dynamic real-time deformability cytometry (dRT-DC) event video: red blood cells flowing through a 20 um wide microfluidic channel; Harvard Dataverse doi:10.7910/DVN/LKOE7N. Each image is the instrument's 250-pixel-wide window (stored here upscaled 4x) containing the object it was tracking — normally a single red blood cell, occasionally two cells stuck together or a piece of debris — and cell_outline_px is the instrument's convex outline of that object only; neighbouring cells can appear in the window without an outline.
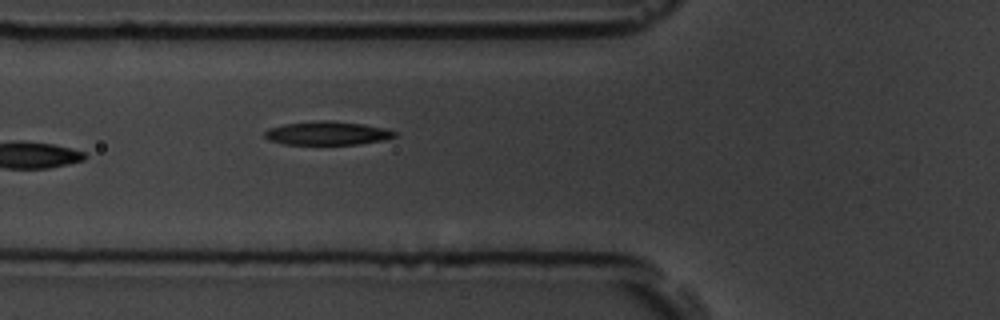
{"species": "common noctule bat (a hibernating species)", "species_latin": "Nyctalus noctula", "temperature_condition": "room temperature", "stored_images_in_passage": 6, "camera_frame_rate_fps": 3000, "um_per_image_px": 0.085, "animal": {"sex": "male", "body_mass_g": 19.5, "forearm_length_mm": 54.6}, "frame": {"image": 1, "passage_image": 6, "time_ms": 6.0, "image_size_px": [1000, 320], "cell_outline_px": [[396, 136], [384, 140], [360, 144], [284, 144], [268, 140], [264, 136], [264, 132], [268, 128], [284, 124], [320, 120], [332, 120], [360, 124], [384, 128], [396, 132]], "centroid_in_image_um": [27.79, 11.32], "position_along_channel_um": 98.0, "area_um2": 17.8}}